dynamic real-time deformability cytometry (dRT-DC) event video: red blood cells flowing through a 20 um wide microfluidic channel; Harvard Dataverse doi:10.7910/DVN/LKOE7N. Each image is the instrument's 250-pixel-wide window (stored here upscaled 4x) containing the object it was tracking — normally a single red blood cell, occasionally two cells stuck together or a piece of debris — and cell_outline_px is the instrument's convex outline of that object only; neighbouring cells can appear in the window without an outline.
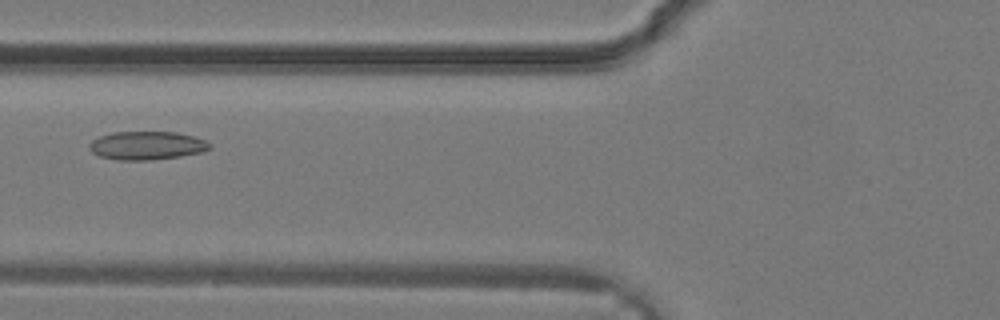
{"species": "common noctule bat (a hibernating species)", "species_latin": "Nyctalus noctula", "temperature_condition": "warm", "stored_images_in_passage": 34, "camera_frame_rate_fps": 3000, "um_per_image_px": 0.085, "animal": {"sex": "male", "body_mass_g": 19.2, "forearm_length_mm": 51.8}, "frame": {"image": 1, "passage_image": 14, "time_ms": 4.333, "image_size_px": [1000, 320], "cell_outline_px": [[212, 148], [204, 152], [180, 156], [148, 160], [116, 160], [100, 156], [92, 152], [88, 148], [88, 144], [92, 140], [100, 136], [112, 132], [176, 132], [192, 136], [204, 140], [212, 144]], "centroid_in_image_um": [12.48, 12.37], "position_along_channel_um": 113.3, "area_um2": 20.0}}
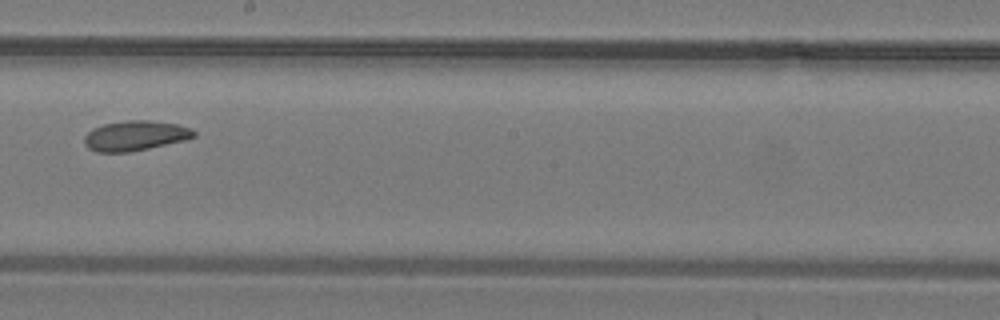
{"frame": {"image": 2, "passage_image": 20, "time_ms": 6.333, "image_size_px": [1000, 320], "cell_outline_px": [[196, 136], [184, 140], [148, 148], [128, 152], [96, 152], [88, 148], [84, 144], [84, 136], [92, 128], [104, 124], [128, 120], [148, 120], [176, 124], [192, 128], [196, 132]], "centroid_in_image_um": [11.47, 11.53], "position_along_channel_um": 236.7, "area_um2": 19.07}}
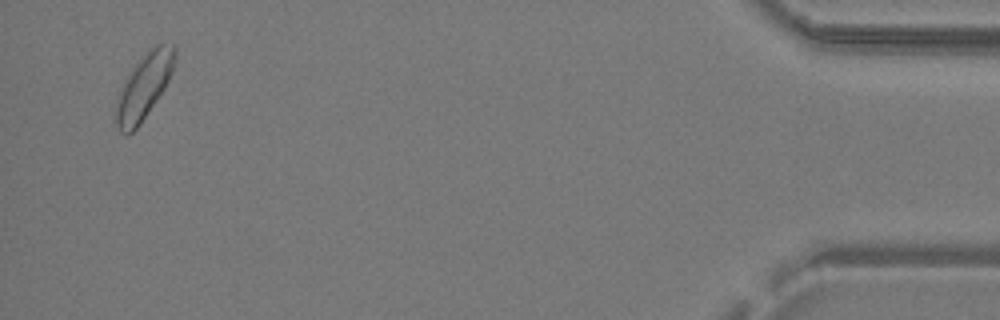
{"frame": {"image": 3, "passage_image": 33, "time_ms": 10.667, "image_size_px": [1000, 320], "cell_outline_px": [[176, 60], [172, 72], [164, 88], [140, 124], [132, 132], [124, 136], [120, 132], [112, 120], [116, 104], [124, 80], [132, 68], [156, 44], [176, 44]], "centroid_in_image_um": [12.21, 7.4], "position_along_channel_um": 423.0, "area_um2": 22.31}}